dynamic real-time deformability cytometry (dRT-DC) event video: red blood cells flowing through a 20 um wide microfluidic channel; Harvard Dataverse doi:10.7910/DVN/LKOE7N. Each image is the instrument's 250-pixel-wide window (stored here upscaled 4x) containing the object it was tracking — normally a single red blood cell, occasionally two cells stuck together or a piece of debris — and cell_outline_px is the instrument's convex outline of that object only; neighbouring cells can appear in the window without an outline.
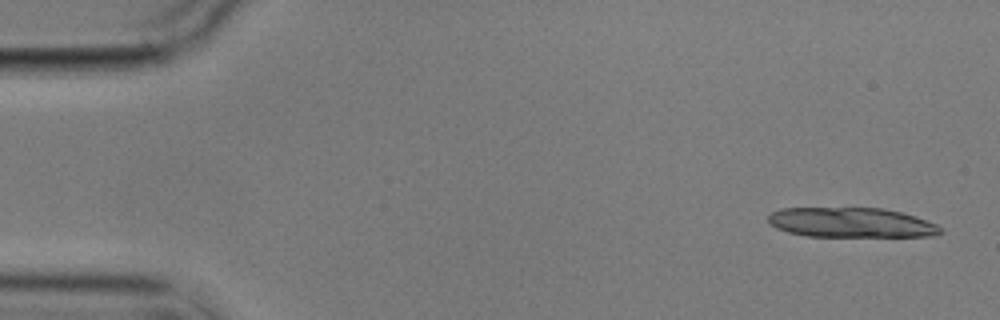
{"species": "common noctule bat (a hibernating species)", "species_latin": "Nyctalus noctula", "temperature_condition": "cold", "stored_images_in_passage": 5, "camera_frame_rate_fps": 3000, "um_per_image_px": 0.085, "animal": {"sex": "male", "body_mass_g": 17.9}, "frame": {"image": 1, "passage_image": 1, "time_ms": 0.0, "image_size_px": [1000, 320], "cell_outline_px": [[944, 232], [936, 236], [808, 236], [788, 232], [776, 228], [768, 224], [768, 216], [772, 212], [780, 208], [884, 208], [916, 216], [936, 224]], "centroid_in_image_um": [72.34, 18.91], "position_along_channel_um": 12.7, "area_um2": 30.0}}